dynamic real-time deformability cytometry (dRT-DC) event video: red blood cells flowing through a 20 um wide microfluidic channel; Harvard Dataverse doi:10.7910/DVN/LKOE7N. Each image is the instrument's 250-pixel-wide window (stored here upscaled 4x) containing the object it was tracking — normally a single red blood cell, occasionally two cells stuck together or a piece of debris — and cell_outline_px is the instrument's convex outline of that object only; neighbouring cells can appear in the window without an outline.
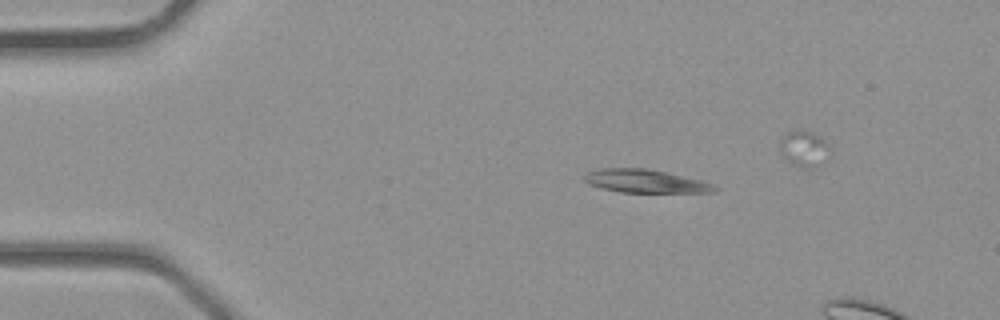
{"species": "common noctule bat (a hibernating species)", "species_latin": "Nyctalus noctula", "temperature_condition": "room temperature", "stored_images_in_passage": 3, "camera_frame_rate_fps": 3000, "um_per_image_px": 0.085, "animal": {"sex": "male", "body_mass_g": 23.1, "forearm_length_mm": 52.7}, "frame": {"image": 1, "passage_image": 1, "time_ms": 0.0, "image_size_px": [1000, 320], "cell_outline_px": [[720, 188], [716, 192], [620, 192], [600, 188], [588, 184], [580, 176], [588, 172], [600, 168], [648, 168], [700, 180], [716, 184]], "centroid_in_image_um": [54.84, 15.4], "position_along_channel_um": 30.2, "area_um2": 17.8}}